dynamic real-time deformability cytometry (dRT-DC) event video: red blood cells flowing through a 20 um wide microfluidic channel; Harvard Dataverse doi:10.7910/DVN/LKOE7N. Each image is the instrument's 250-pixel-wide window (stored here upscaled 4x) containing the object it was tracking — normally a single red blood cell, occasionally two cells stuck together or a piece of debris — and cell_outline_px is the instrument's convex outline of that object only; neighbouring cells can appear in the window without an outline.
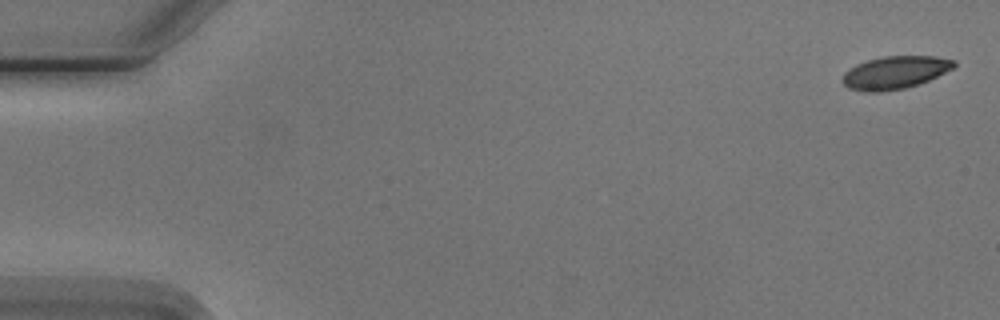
{"species": "Egyptian fruit bat (a non-hibernating species)", "species_latin": "Rousettus aegyptiacus", "temperature_condition": "cold", "stored_images_in_passage": 6, "camera_frame_rate_fps": 3000, "um_per_image_px": 0.085, "animal": {"sex": "male"}, "frame": {"image": 1, "passage_image": 1, "time_ms": 0.0, "image_size_px": [1000, 320], "cell_outline_px": [[956, 64], [952, 68], [928, 80], [904, 88], [880, 92], [864, 92], [848, 88], [840, 80], [844, 72], [856, 64], [868, 60], [884, 56], [936, 56], [956, 60]], "centroid_in_image_um": [76.03, 6.16], "position_along_channel_um": 9.0, "area_um2": 21.21}}